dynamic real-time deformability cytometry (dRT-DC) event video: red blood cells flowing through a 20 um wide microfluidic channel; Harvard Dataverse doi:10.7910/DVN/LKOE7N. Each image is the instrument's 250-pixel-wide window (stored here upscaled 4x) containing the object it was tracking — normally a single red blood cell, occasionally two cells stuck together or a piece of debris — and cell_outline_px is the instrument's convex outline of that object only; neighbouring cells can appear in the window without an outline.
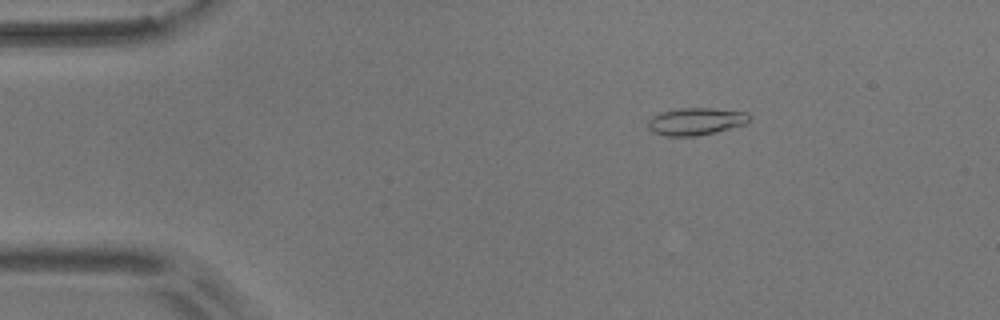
{"species": "common noctule bat (a hibernating species)", "species_latin": "Nyctalus noctula", "temperature_condition": "room temperature", "stored_images_in_passage": 47, "camera_frame_rate_fps": 3000, "um_per_image_px": 0.085, "animal": {"sex": "male", "body_mass_g": 17.9}, "frame": {"image": 1, "passage_image": 1, "time_ms": 0.0, "image_size_px": [1000, 320], "cell_outline_px": [[752, 116], [744, 124], [696, 136], [664, 136], [652, 132], [648, 128], [648, 120], [652, 116], [660, 112], [680, 108], [712, 108], [748, 112]], "centroid_in_image_um": [59.11, 10.31], "position_along_channel_um": 25.9, "area_um2": 16.07}}
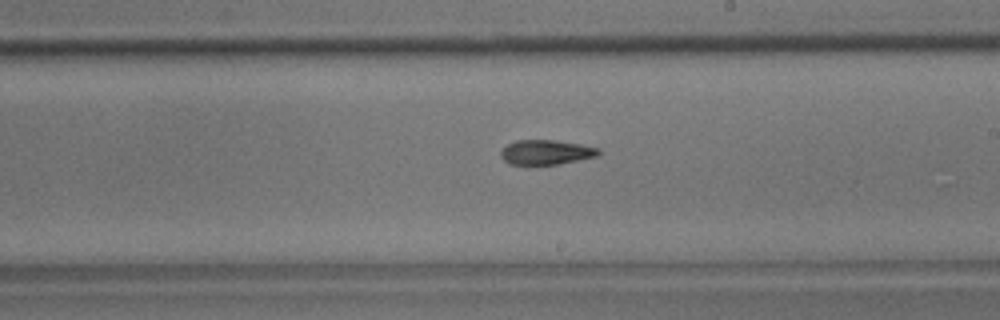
{"frame": {"image": 2, "passage_image": 24, "time_ms": 7.667, "image_size_px": [1000, 320], "cell_outline_px": [[600, 156], [560, 164], [508, 164], [500, 156], [500, 152], [508, 144], [516, 140], [556, 140], [580, 144], [600, 148]], "centroid_in_image_um": [46.46, 12.94], "position_along_channel_um": 242.5, "area_um2": 14.16}}
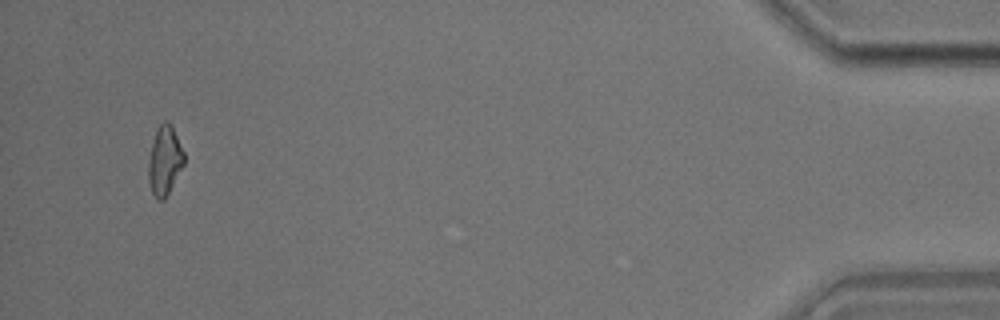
{"frame": {"image": 3, "passage_image": 45, "time_ms": 14.667, "image_size_px": [1000, 320], "cell_outline_px": [[184, 164], [164, 200], [156, 200], [152, 192], [148, 180], [148, 160], [156, 128], [164, 120], [168, 120], [172, 124], [184, 152]], "centroid_in_image_um": [13.99, 13.61], "position_along_channel_um": 421.2, "area_um2": 14.45}, "authors_computed_cell_mechanics": {"area_um2": 14.5078, "velocity_mm_per_s": 3.6529, "shape_relaxation_time_tau1_ms": 6.6427, "shape_relaxation_time_tau2_ms": 4.7475, "deformation_change_tau1": 0.1749, "deformation_change_tau2": 0.1266}}